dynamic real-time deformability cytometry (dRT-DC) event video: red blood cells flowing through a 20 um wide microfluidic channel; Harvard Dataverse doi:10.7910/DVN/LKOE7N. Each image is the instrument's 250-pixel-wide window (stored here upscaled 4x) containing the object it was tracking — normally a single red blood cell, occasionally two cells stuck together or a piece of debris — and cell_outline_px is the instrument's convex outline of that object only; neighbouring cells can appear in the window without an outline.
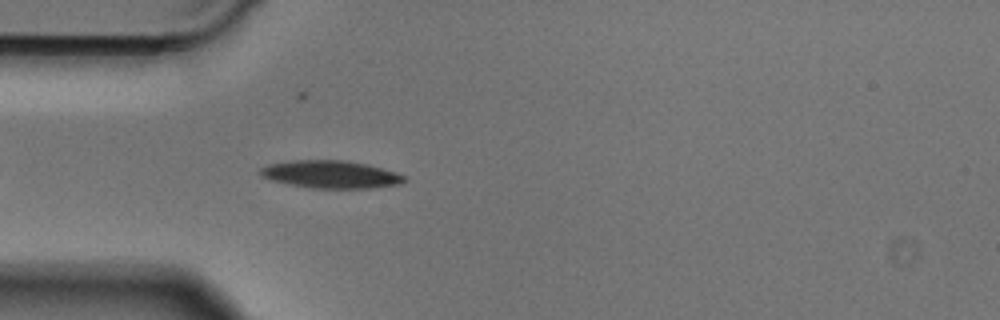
{"species": "Egyptian fruit bat (a non-hibernating species)", "species_latin": "Rousettus aegyptiacus", "temperature_condition": "cold", "stored_images_in_passage": 37, "camera_frame_rate_fps": 3000, "um_per_image_px": 0.085, "animal": {"sex": "male"}, "frame": {"image": 1, "passage_image": 4, "time_ms": 1.0, "image_size_px": [1000, 320], "cell_outline_px": [[408, 180], [400, 184], [368, 188], [308, 188], [268, 180], [260, 176], [260, 168], [268, 164], [292, 160], [344, 160], [368, 164], [396, 172], [404, 176]], "centroid_in_image_um": [28.08, 14.82], "position_along_channel_um": 56.9, "area_um2": 23.41}}
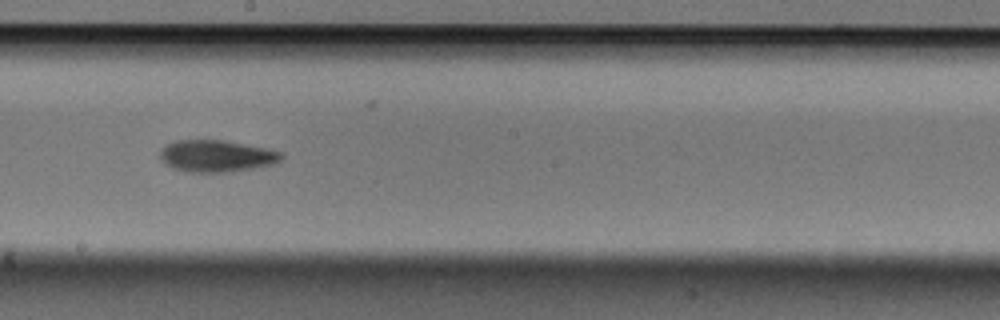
{"frame": {"image": 2, "passage_image": 17, "time_ms": 5.333, "image_size_px": [1000, 320], "cell_outline_px": [[284, 156], [276, 164], [232, 172], [184, 172], [172, 168], [160, 156], [160, 152], [168, 144], [176, 140], [224, 140], [284, 152]], "centroid_in_image_um": [18.46, 13.27], "position_along_channel_um": 229.7, "area_um2": 22.48}}
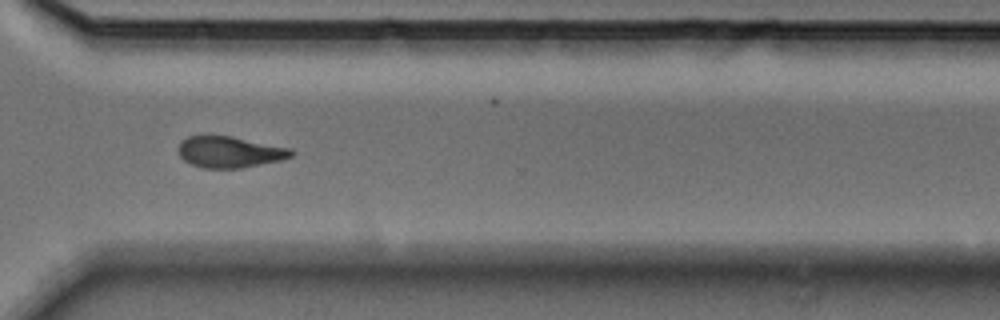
{"frame": {"image": 3, "passage_image": 26, "time_ms": 8.333, "image_size_px": [1000, 320], "cell_outline_px": [[296, 152], [292, 156], [280, 160], [240, 168], [200, 168], [184, 160], [180, 156], [176, 148], [180, 140], [188, 136], [204, 132], [232, 136], [292, 148]], "centroid_in_image_um": [19.45, 12.87], "position_along_channel_um": 351.2, "area_um2": 21.39}}